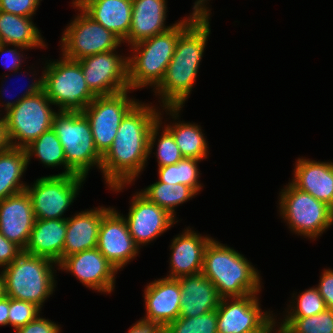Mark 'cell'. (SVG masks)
Segmentation results:
<instances>
[{
	"label": "cell",
	"mask_w": 333,
	"mask_h": 333,
	"mask_svg": "<svg viewBox=\"0 0 333 333\" xmlns=\"http://www.w3.org/2000/svg\"><path fill=\"white\" fill-rule=\"evenodd\" d=\"M156 108L139 101L122 119L111 148L102 157L100 167L110 190L122 191L135 182L146 167L149 160V134L159 118L160 108Z\"/></svg>",
	"instance_id": "6da1fadb"
},
{
	"label": "cell",
	"mask_w": 333,
	"mask_h": 333,
	"mask_svg": "<svg viewBox=\"0 0 333 333\" xmlns=\"http://www.w3.org/2000/svg\"><path fill=\"white\" fill-rule=\"evenodd\" d=\"M210 9H206L178 38L172 60L154 95L161 107H183L199 72L210 30ZM162 103V105H161Z\"/></svg>",
	"instance_id": "7a4b0ae2"
},
{
	"label": "cell",
	"mask_w": 333,
	"mask_h": 333,
	"mask_svg": "<svg viewBox=\"0 0 333 333\" xmlns=\"http://www.w3.org/2000/svg\"><path fill=\"white\" fill-rule=\"evenodd\" d=\"M209 0H196L188 17L174 23L166 32L130 46L128 85L130 90L151 86L153 90L163 80L175 52L179 36L209 7ZM206 3V4H205Z\"/></svg>",
	"instance_id": "3957f363"
},
{
	"label": "cell",
	"mask_w": 333,
	"mask_h": 333,
	"mask_svg": "<svg viewBox=\"0 0 333 333\" xmlns=\"http://www.w3.org/2000/svg\"><path fill=\"white\" fill-rule=\"evenodd\" d=\"M202 273L215 285L221 298L244 297L261 291V276L235 249L212 239L204 252Z\"/></svg>",
	"instance_id": "277c9868"
},
{
	"label": "cell",
	"mask_w": 333,
	"mask_h": 333,
	"mask_svg": "<svg viewBox=\"0 0 333 333\" xmlns=\"http://www.w3.org/2000/svg\"><path fill=\"white\" fill-rule=\"evenodd\" d=\"M55 266L57 263L51 259L23 251L12 263L1 268L6 296L32 302L42 308L56 288Z\"/></svg>",
	"instance_id": "5b68a950"
},
{
	"label": "cell",
	"mask_w": 333,
	"mask_h": 333,
	"mask_svg": "<svg viewBox=\"0 0 333 333\" xmlns=\"http://www.w3.org/2000/svg\"><path fill=\"white\" fill-rule=\"evenodd\" d=\"M44 66L43 91L59 107L58 111L83 112L95 99L77 60L62 55L57 61H46Z\"/></svg>",
	"instance_id": "8992f818"
},
{
	"label": "cell",
	"mask_w": 333,
	"mask_h": 333,
	"mask_svg": "<svg viewBox=\"0 0 333 333\" xmlns=\"http://www.w3.org/2000/svg\"><path fill=\"white\" fill-rule=\"evenodd\" d=\"M52 129L63 146L66 164L77 175L87 178L92 167L100 169L102 156L95 148L90 123L82 112L58 111Z\"/></svg>",
	"instance_id": "52a82bcc"
},
{
	"label": "cell",
	"mask_w": 333,
	"mask_h": 333,
	"mask_svg": "<svg viewBox=\"0 0 333 333\" xmlns=\"http://www.w3.org/2000/svg\"><path fill=\"white\" fill-rule=\"evenodd\" d=\"M279 196V215L298 236L315 240L333 224V209L291 182L281 189Z\"/></svg>",
	"instance_id": "ba28073f"
},
{
	"label": "cell",
	"mask_w": 333,
	"mask_h": 333,
	"mask_svg": "<svg viewBox=\"0 0 333 333\" xmlns=\"http://www.w3.org/2000/svg\"><path fill=\"white\" fill-rule=\"evenodd\" d=\"M44 91L23 98L4 117L11 147L25 149L41 134L50 130L56 110Z\"/></svg>",
	"instance_id": "9c48e42d"
},
{
	"label": "cell",
	"mask_w": 333,
	"mask_h": 333,
	"mask_svg": "<svg viewBox=\"0 0 333 333\" xmlns=\"http://www.w3.org/2000/svg\"><path fill=\"white\" fill-rule=\"evenodd\" d=\"M85 177L80 175L43 176L26 187L36 219H66L64 213L74 202Z\"/></svg>",
	"instance_id": "30bf717a"
},
{
	"label": "cell",
	"mask_w": 333,
	"mask_h": 333,
	"mask_svg": "<svg viewBox=\"0 0 333 333\" xmlns=\"http://www.w3.org/2000/svg\"><path fill=\"white\" fill-rule=\"evenodd\" d=\"M78 12L63 31L61 37L62 55L72 60L106 51L116 50L122 41L111 31L88 16L74 1Z\"/></svg>",
	"instance_id": "8fae6325"
},
{
	"label": "cell",
	"mask_w": 333,
	"mask_h": 333,
	"mask_svg": "<svg viewBox=\"0 0 333 333\" xmlns=\"http://www.w3.org/2000/svg\"><path fill=\"white\" fill-rule=\"evenodd\" d=\"M131 90L96 96L82 112L88 119L96 150L103 157L111 148L117 129L125 115L139 102L130 98Z\"/></svg>",
	"instance_id": "7c38bea8"
},
{
	"label": "cell",
	"mask_w": 333,
	"mask_h": 333,
	"mask_svg": "<svg viewBox=\"0 0 333 333\" xmlns=\"http://www.w3.org/2000/svg\"><path fill=\"white\" fill-rule=\"evenodd\" d=\"M77 61L88 88L95 96L113 95L129 89L128 56H121L112 50Z\"/></svg>",
	"instance_id": "4fadbf2b"
},
{
	"label": "cell",
	"mask_w": 333,
	"mask_h": 333,
	"mask_svg": "<svg viewBox=\"0 0 333 333\" xmlns=\"http://www.w3.org/2000/svg\"><path fill=\"white\" fill-rule=\"evenodd\" d=\"M259 294L221 298L217 312L218 333H254L275 315L261 309Z\"/></svg>",
	"instance_id": "5bb4252c"
},
{
	"label": "cell",
	"mask_w": 333,
	"mask_h": 333,
	"mask_svg": "<svg viewBox=\"0 0 333 333\" xmlns=\"http://www.w3.org/2000/svg\"><path fill=\"white\" fill-rule=\"evenodd\" d=\"M129 207L128 215L123 217L139 248L151 243L178 222L167 210L149 201L140 192L133 195Z\"/></svg>",
	"instance_id": "9a60e30c"
},
{
	"label": "cell",
	"mask_w": 333,
	"mask_h": 333,
	"mask_svg": "<svg viewBox=\"0 0 333 333\" xmlns=\"http://www.w3.org/2000/svg\"><path fill=\"white\" fill-rule=\"evenodd\" d=\"M57 267V270L71 273L94 291L110 294L115 288L118 271L97 247L65 257Z\"/></svg>",
	"instance_id": "2e32d148"
},
{
	"label": "cell",
	"mask_w": 333,
	"mask_h": 333,
	"mask_svg": "<svg viewBox=\"0 0 333 333\" xmlns=\"http://www.w3.org/2000/svg\"><path fill=\"white\" fill-rule=\"evenodd\" d=\"M97 248L117 271L123 269L140 252L129 233L123 214L113 207L102 217Z\"/></svg>",
	"instance_id": "e0dca14e"
},
{
	"label": "cell",
	"mask_w": 333,
	"mask_h": 333,
	"mask_svg": "<svg viewBox=\"0 0 333 333\" xmlns=\"http://www.w3.org/2000/svg\"><path fill=\"white\" fill-rule=\"evenodd\" d=\"M146 316L140 320L165 327L180 315L181 288L179 281L160 278L147 284L144 290Z\"/></svg>",
	"instance_id": "ac0fdd59"
},
{
	"label": "cell",
	"mask_w": 333,
	"mask_h": 333,
	"mask_svg": "<svg viewBox=\"0 0 333 333\" xmlns=\"http://www.w3.org/2000/svg\"><path fill=\"white\" fill-rule=\"evenodd\" d=\"M213 238L202 236L189 226L171 240L169 275L166 278L195 275L202 272L204 252Z\"/></svg>",
	"instance_id": "d6986e66"
},
{
	"label": "cell",
	"mask_w": 333,
	"mask_h": 333,
	"mask_svg": "<svg viewBox=\"0 0 333 333\" xmlns=\"http://www.w3.org/2000/svg\"><path fill=\"white\" fill-rule=\"evenodd\" d=\"M35 221L31 199L26 191L0 201V233L23 250L28 245Z\"/></svg>",
	"instance_id": "ffe728a7"
},
{
	"label": "cell",
	"mask_w": 333,
	"mask_h": 333,
	"mask_svg": "<svg viewBox=\"0 0 333 333\" xmlns=\"http://www.w3.org/2000/svg\"><path fill=\"white\" fill-rule=\"evenodd\" d=\"M291 183L333 209V162L298 158Z\"/></svg>",
	"instance_id": "44dd1931"
},
{
	"label": "cell",
	"mask_w": 333,
	"mask_h": 333,
	"mask_svg": "<svg viewBox=\"0 0 333 333\" xmlns=\"http://www.w3.org/2000/svg\"><path fill=\"white\" fill-rule=\"evenodd\" d=\"M111 207L98 208L75 213L66 217V236L62 260L72 254L97 247L99 228L103 215Z\"/></svg>",
	"instance_id": "7402d4cb"
},
{
	"label": "cell",
	"mask_w": 333,
	"mask_h": 333,
	"mask_svg": "<svg viewBox=\"0 0 333 333\" xmlns=\"http://www.w3.org/2000/svg\"><path fill=\"white\" fill-rule=\"evenodd\" d=\"M166 3L167 0H132L131 26L122 43L132 46L172 28L174 24L165 25Z\"/></svg>",
	"instance_id": "603a6c76"
},
{
	"label": "cell",
	"mask_w": 333,
	"mask_h": 333,
	"mask_svg": "<svg viewBox=\"0 0 333 333\" xmlns=\"http://www.w3.org/2000/svg\"><path fill=\"white\" fill-rule=\"evenodd\" d=\"M177 280L181 288L179 317H197L218 308L221 297L215 285L202 272Z\"/></svg>",
	"instance_id": "cb8c5ba5"
},
{
	"label": "cell",
	"mask_w": 333,
	"mask_h": 333,
	"mask_svg": "<svg viewBox=\"0 0 333 333\" xmlns=\"http://www.w3.org/2000/svg\"><path fill=\"white\" fill-rule=\"evenodd\" d=\"M88 16L122 42L131 26L132 0H73Z\"/></svg>",
	"instance_id": "d4e9b609"
},
{
	"label": "cell",
	"mask_w": 333,
	"mask_h": 333,
	"mask_svg": "<svg viewBox=\"0 0 333 333\" xmlns=\"http://www.w3.org/2000/svg\"><path fill=\"white\" fill-rule=\"evenodd\" d=\"M66 236V219H36L24 252L42 256L56 262L62 261Z\"/></svg>",
	"instance_id": "484cf974"
},
{
	"label": "cell",
	"mask_w": 333,
	"mask_h": 333,
	"mask_svg": "<svg viewBox=\"0 0 333 333\" xmlns=\"http://www.w3.org/2000/svg\"><path fill=\"white\" fill-rule=\"evenodd\" d=\"M183 107H162L166 114L172 117L173 122L165 124V128L172 134L184 158L207 159L208 142L201 126L195 123L175 121L179 119V112ZM172 124V125H171Z\"/></svg>",
	"instance_id": "4316f807"
},
{
	"label": "cell",
	"mask_w": 333,
	"mask_h": 333,
	"mask_svg": "<svg viewBox=\"0 0 333 333\" xmlns=\"http://www.w3.org/2000/svg\"><path fill=\"white\" fill-rule=\"evenodd\" d=\"M33 17H22L0 10V41L3 44L34 49L47 45L40 30L32 21Z\"/></svg>",
	"instance_id": "83f0119b"
},
{
	"label": "cell",
	"mask_w": 333,
	"mask_h": 333,
	"mask_svg": "<svg viewBox=\"0 0 333 333\" xmlns=\"http://www.w3.org/2000/svg\"><path fill=\"white\" fill-rule=\"evenodd\" d=\"M28 166L25 149L9 147L0 153V201L26 190L21 180Z\"/></svg>",
	"instance_id": "f1b7e54d"
},
{
	"label": "cell",
	"mask_w": 333,
	"mask_h": 333,
	"mask_svg": "<svg viewBox=\"0 0 333 333\" xmlns=\"http://www.w3.org/2000/svg\"><path fill=\"white\" fill-rule=\"evenodd\" d=\"M28 165L31 158L34 156L41 161L45 167L63 166L64 172L59 175H75L76 173L66 164L63 146L56 135L55 131L50 130L41 134L35 141H33L26 148Z\"/></svg>",
	"instance_id": "f546056e"
},
{
	"label": "cell",
	"mask_w": 333,
	"mask_h": 333,
	"mask_svg": "<svg viewBox=\"0 0 333 333\" xmlns=\"http://www.w3.org/2000/svg\"><path fill=\"white\" fill-rule=\"evenodd\" d=\"M139 192L149 201L167 210L175 218V207H178L180 204L198 195V193L189 186L183 184L173 185L159 181L150 184Z\"/></svg>",
	"instance_id": "4dcf8cb0"
},
{
	"label": "cell",
	"mask_w": 333,
	"mask_h": 333,
	"mask_svg": "<svg viewBox=\"0 0 333 333\" xmlns=\"http://www.w3.org/2000/svg\"><path fill=\"white\" fill-rule=\"evenodd\" d=\"M201 161L199 159L183 158L177 164L158 167V181L173 185L183 184L193 188L199 194L201 187H203L198 181L201 174L198 163Z\"/></svg>",
	"instance_id": "1f68e13d"
},
{
	"label": "cell",
	"mask_w": 333,
	"mask_h": 333,
	"mask_svg": "<svg viewBox=\"0 0 333 333\" xmlns=\"http://www.w3.org/2000/svg\"><path fill=\"white\" fill-rule=\"evenodd\" d=\"M161 113L162 112L159 111L158 121L151 128L149 134V156L151 153H153L152 150L154 145L157 144L155 143L156 139L158 140L156 152L154 153L157 158L158 167L177 164L179 161H181L184 158L172 134L164 126H162L163 131L159 132L161 131L160 128L161 125L163 124L162 122L163 117Z\"/></svg>",
	"instance_id": "d6a6232c"
},
{
	"label": "cell",
	"mask_w": 333,
	"mask_h": 333,
	"mask_svg": "<svg viewBox=\"0 0 333 333\" xmlns=\"http://www.w3.org/2000/svg\"><path fill=\"white\" fill-rule=\"evenodd\" d=\"M279 327L282 333H333V309L308 317H284Z\"/></svg>",
	"instance_id": "836d02e7"
},
{
	"label": "cell",
	"mask_w": 333,
	"mask_h": 333,
	"mask_svg": "<svg viewBox=\"0 0 333 333\" xmlns=\"http://www.w3.org/2000/svg\"><path fill=\"white\" fill-rule=\"evenodd\" d=\"M164 333H218L216 310L197 317H178L168 323Z\"/></svg>",
	"instance_id": "e575fe53"
},
{
	"label": "cell",
	"mask_w": 333,
	"mask_h": 333,
	"mask_svg": "<svg viewBox=\"0 0 333 333\" xmlns=\"http://www.w3.org/2000/svg\"><path fill=\"white\" fill-rule=\"evenodd\" d=\"M292 297L295 299L290 301L285 317H308L317 315L327 308L316 286L305 289L297 297L296 295Z\"/></svg>",
	"instance_id": "d590c367"
},
{
	"label": "cell",
	"mask_w": 333,
	"mask_h": 333,
	"mask_svg": "<svg viewBox=\"0 0 333 333\" xmlns=\"http://www.w3.org/2000/svg\"><path fill=\"white\" fill-rule=\"evenodd\" d=\"M41 310L32 302L9 298L8 325L17 330L35 320L40 315Z\"/></svg>",
	"instance_id": "8d00e7d4"
},
{
	"label": "cell",
	"mask_w": 333,
	"mask_h": 333,
	"mask_svg": "<svg viewBox=\"0 0 333 333\" xmlns=\"http://www.w3.org/2000/svg\"><path fill=\"white\" fill-rule=\"evenodd\" d=\"M42 0H0V10L22 17H33Z\"/></svg>",
	"instance_id": "74e56055"
},
{
	"label": "cell",
	"mask_w": 333,
	"mask_h": 333,
	"mask_svg": "<svg viewBox=\"0 0 333 333\" xmlns=\"http://www.w3.org/2000/svg\"><path fill=\"white\" fill-rule=\"evenodd\" d=\"M8 46V44L3 43L0 45L1 61H3L2 65H4L7 70L17 73L21 69V63L25 61L22 60V58H24L22 53L26 48L14 45V47H12L14 49H8ZM17 49L21 50L19 51ZM21 51L22 53H20Z\"/></svg>",
	"instance_id": "f35d334b"
},
{
	"label": "cell",
	"mask_w": 333,
	"mask_h": 333,
	"mask_svg": "<svg viewBox=\"0 0 333 333\" xmlns=\"http://www.w3.org/2000/svg\"><path fill=\"white\" fill-rule=\"evenodd\" d=\"M15 333H61L60 325L49 319L40 317L15 330Z\"/></svg>",
	"instance_id": "ab89813d"
},
{
	"label": "cell",
	"mask_w": 333,
	"mask_h": 333,
	"mask_svg": "<svg viewBox=\"0 0 333 333\" xmlns=\"http://www.w3.org/2000/svg\"><path fill=\"white\" fill-rule=\"evenodd\" d=\"M24 250L0 233V268L12 263Z\"/></svg>",
	"instance_id": "60d3db41"
},
{
	"label": "cell",
	"mask_w": 333,
	"mask_h": 333,
	"mask_svg": "<svg viewBox=\"0 0 333 333\" xmlns=\"http://www.w3.org/2000/svg\"><path fill=\"white\" fill-rule=\"evenodd\" d=\"M317 289L327 308L333 309V269L323 270Z\"/></svg>",
	"instance_id": "b9f144b4"
},
{
	"label": "cell",
	"mask_w": 333,
	"mask_h": 333,
	"mask_svg": "<svg viewBox=\"0 0 333 333\" xmlns=\"http://www.w3.org/2000/svg\"><path fill=\"white\" fill-rule=\"evenodd\" d=\"M35 80V81H34ZM34 80H32L33 82L30 83V85L28 84L27 86V89L26 91L21 95V97L19 98H16V100L14 101H7V102H2L0 104V106L4 107V110H5V113L13 108L15 105H17L23 98H26V97H29V96H33V95H36V94H39L41 91H43V75H41L38 79L35 78ZM0 96H1V92H4L5 93V90L4 89L2 91V88L0 89ZM3 94V93H2ZM6 94V93H5ZM1 99V98H0ZM1 102V101H0Z\"/></svg>",
	"instance_id": "7bdbcfd3"
},
{
	"label": "cell",
	"mask_w": 333,
	"mask_h": 333,
	"mask_svg": "<svg viewBox=\"0 0 333 333\" xmlns=\"http://www.w3.org/2000/svg\"><path fill=\"white\" fill-rule=\"evenodd\" d=\"M128 333H164V330L157 324L139 320L129 328Z\"/></svg>",
	"instance_id": "ee69618b"
},
{
	"label": "cell",
	"mask_w": 333,
	"mask_h": 333,
	"mask_svg": "<svg viewBox=\"0 0 333 333\" xmlns=\"http://www.w3.org/2000/svg\"><path fill=\"white\" fill-rule=\"evenodd\" d=\"M2 114H0L1 116ZM10 147V143L6 132V121L4 115L0 117V153L7 150Z\"/></svg>",
	"instance_id": "f6af8a7d"
},
{
	"label": "cell",
	"mask_w": 333,
	"mask_h": 333,
	"mask_svg": "<svg viewBox=\"0 0 333 333\" xmlns=\"http://www.w3.org/2000/svg\"><path fill=\"white\" fill-rule=\"evenodd\" d=\"M9 297L4 296L0 299V326L8 325Z\"/></svg>",
	"instance_id": "bcb514c9"
},
{
	"label": "cell",
	"mask_w": 333,
	"mask_h": 333,
	"mask_svg": "<svg viewBox=\"0 0 333 333\" xmlns=\"http://www.w3.org/2000/svg\"><path fill=\"white\" fill-rule=\"evenodd\" d=\"M276 317L277 316L273 317L260 331L254 333H274V331L275 333H282L280 327H278L279 324L276 322ZM276 326L278 327L277 330L275 329L277 328Z\"/></svg>",
	"instance_id": "7dc6e473"
},
{
	"label": "cell",
	"mask_w": 333,
	"mask_h": 333,
	"mask_svg": "<svg viewBox=\"0 0 333 333\" xmlns=\"http://www.w3.org/2000/svg\"><path fill=\"white\" fill-rule=\"evenodd\" d=\"M6 296L5 294V280L2 272L0 271V299Z\"/></svg>",
	"instance_id": "c3c4849f"
}]
</instances>
